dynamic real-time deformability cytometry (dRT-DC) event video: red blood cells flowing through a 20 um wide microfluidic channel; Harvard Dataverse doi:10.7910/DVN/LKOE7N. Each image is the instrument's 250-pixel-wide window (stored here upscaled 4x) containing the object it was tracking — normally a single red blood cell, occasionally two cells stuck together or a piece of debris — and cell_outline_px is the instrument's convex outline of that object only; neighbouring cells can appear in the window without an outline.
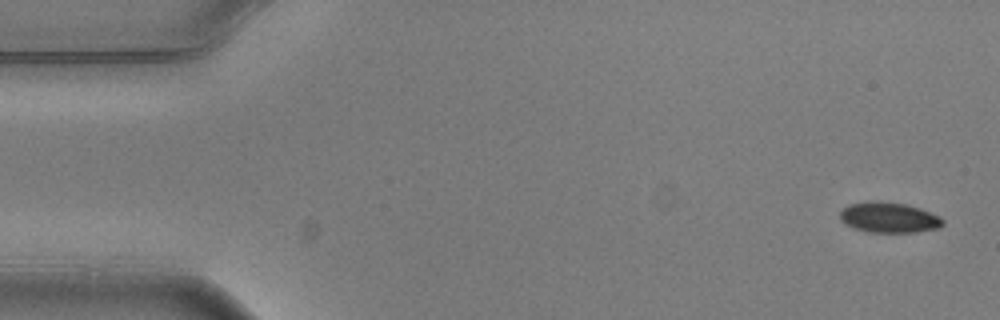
{"species": "common noctule bat (a hibernating species)", "species_latin": "Nyctalus noctula", "temperature_condition": "warm", "stored_images_in_passage": 6, "camera_frame_rate_fps": 3000, "um_per_image_px": 0.085, "animal": {"sex": "male", "body_mass_g": 20.5, "forearm_length_mm": 52.5}, "frame": {"image": 1, "passage_image": 1, "time_ms": 0.0, "image_size_px": [1000, 320], "cell_outline_px": [[944, 224], [936, 228], [916, 232], [868, 232], [856, 228], [840, 220], [840, 212], [848, 204], [868, 200], [880, 200], [908, 204], [920, 208], [940, 216], [944, 220]], "centroid_in_image_um": [75.56, 18.46], "position_along_channel_um": 9.4, "area_um2": 18.38}}
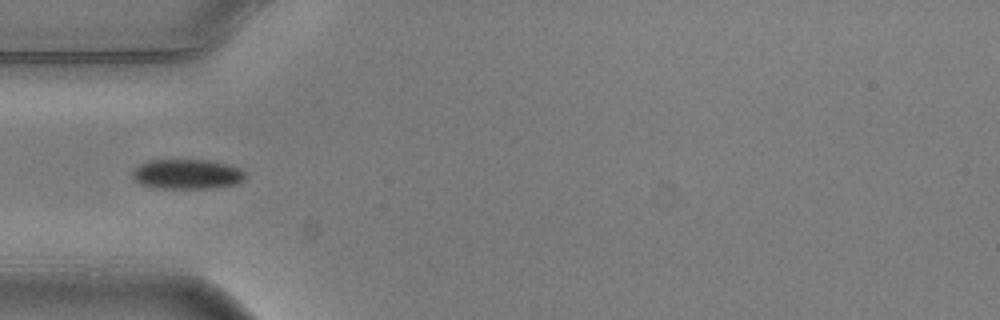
{"frame": {"image": 2, "passage_image": 5, "time_ms": 1.333, "image_size_px": [1000, 320], "cell_outline_px": [[244, 180], [236, 184], [208, 188], [160, 188], [140, 184], [132, 176], [132, 168], [148, 160], [216, 160], [240, 168], [244, 172]], "centroid_in_image_um": [15.89, 14.78], "position_along_channel_um": 69.1, "area_um2": 19.71}}
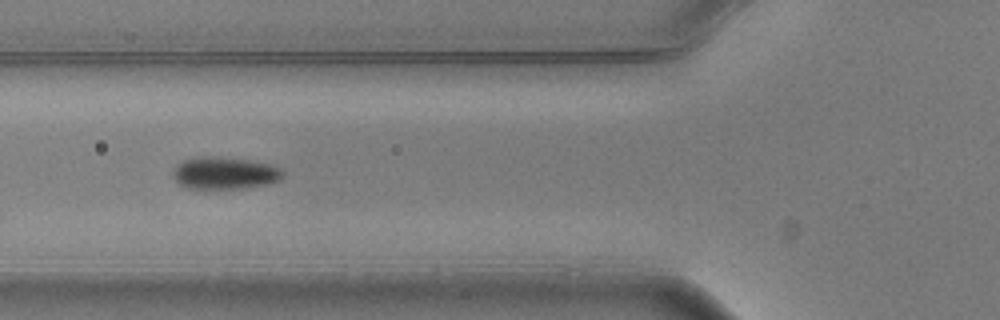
{"frame": {"image": 3, "passage_image": 6, "time_ms": 1.667, "image_size_px": [1000, 320], "cell_outline_px": [[284, 176], [280, 180], [264, 184], [244, 188], [184, 188], [172, 176], [176, 164], [184, 160], [208, 156], [212, 156], [248, 160], [272, 164], [280, 168], [284, 172]], "centroid_in_image_um": [19.11, 14.71], "position_along_channel_um": 106.7, "area_um2": 20.46}}